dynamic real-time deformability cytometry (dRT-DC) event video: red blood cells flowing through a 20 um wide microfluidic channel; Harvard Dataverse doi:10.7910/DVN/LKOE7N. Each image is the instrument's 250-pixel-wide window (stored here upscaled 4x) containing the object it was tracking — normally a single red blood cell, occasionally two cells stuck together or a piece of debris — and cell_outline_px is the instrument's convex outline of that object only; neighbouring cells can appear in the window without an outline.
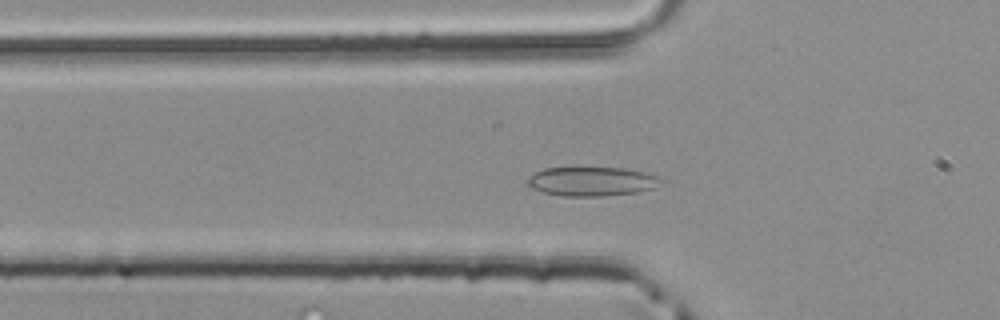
{"species": "common noctule bat (a hibernating species)", "species_latin": "Nyctalus noctula", "temperature_condition": "room temperature", "stored_images_in_passage": 42, "camera_frame_rate_fps": 3000, "um_per_image_px": 0.085, "animal": {"sex": "male", "body_mass_g": 20.4}, "frame": {"image": 1, "passage_image": 10, "time_ms": 3.0, "image_size_px": [1000, 320], "cell_outline_px": [[660, 180], [656, 188], [640, 192], [600, 196], [564, 196], [544, 192], [532, 188], [528, 184], [528, 176], [544, 168], [624, 168], [644, 172], [656, 176]], "centroid_in_image_um": [50.3, 15.42], "position_along_channel_um": 75.5, "area_um2": 22.43}}
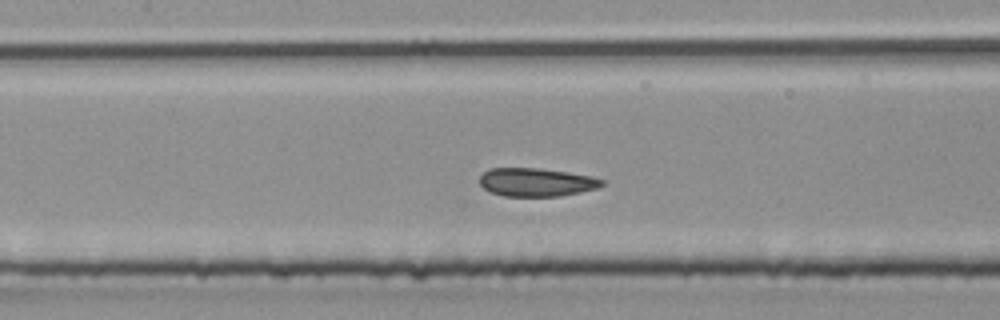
{"frame": {"image": 2, "passage_image": 16, "time_ms": 5.0, "image_size_px": [1000, 320], "cell_outline_px": [[604, 184], [596, 188], [580, 192], [560, 196], [504, 196], [488, 192], [480, 184], [480, 176], [488, 168], [540, 168], [568, 172], [592, 176], [604, 180]], "centroid_in_image_um": [45.57, 15.48], "position_along_channel_um": 161.8, "area_um2": 20.29}}
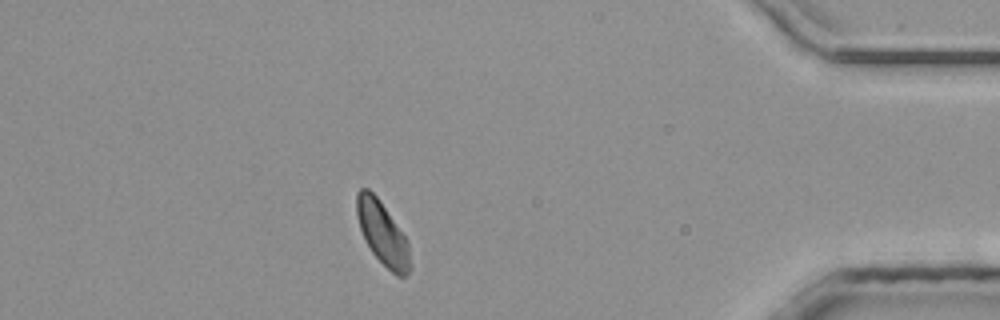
{"frame": {"image": 3, "passage_image": 36, "time_ms": 11.667, "image_size_px": [1000, 320], "cell_outline_px": [[412, 268], [404, 276], [396, 276], [372, 252], [360, 228], [356, 212], [356, 192], [360, 188], [368, 188], [376, 196], [404, 236], [408, 244]], "centroid_in_image_um": [32.51, 19.83], "position_along_channel_um": 402.7, "area_um2": 19.13}}